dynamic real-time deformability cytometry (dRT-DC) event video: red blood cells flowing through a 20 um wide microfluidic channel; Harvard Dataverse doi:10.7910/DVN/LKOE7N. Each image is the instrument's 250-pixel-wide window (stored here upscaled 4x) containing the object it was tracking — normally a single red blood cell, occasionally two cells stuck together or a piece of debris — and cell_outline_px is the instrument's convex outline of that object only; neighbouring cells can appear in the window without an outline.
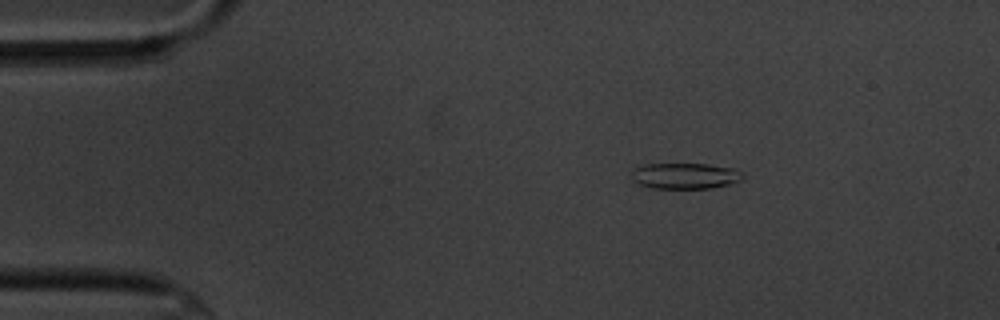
{"species": "common noctule bat (a hibernating species)", "species_latin": "Nyctalus noctula", "temperature_condition": "cold", "stored_images_in_passage": 49, "camera_frame_rate_fps": 3000, "um_per_image_px": 0.085, "animal": {"sex": "male", "body_mass_g": 20.1, "forearm_length_mm": 53.5}, "frame": {"image": 1, "passage_image": 1, "time_ms": 0.0, "image_size_px": [1000, 320], "cell_outline_px": [[744, 176], [740, 180], [732, 184], [712, 188], [652, 188], [640, 184], [632, 180], [632, 172], [636, 168], [644, 164], [708, 164], [736, 168], [744, 172]], "centroid_in_image_um": [58.3, 14.95], "position_along_channel_um": 26.7, "area_um2": 16.94}}
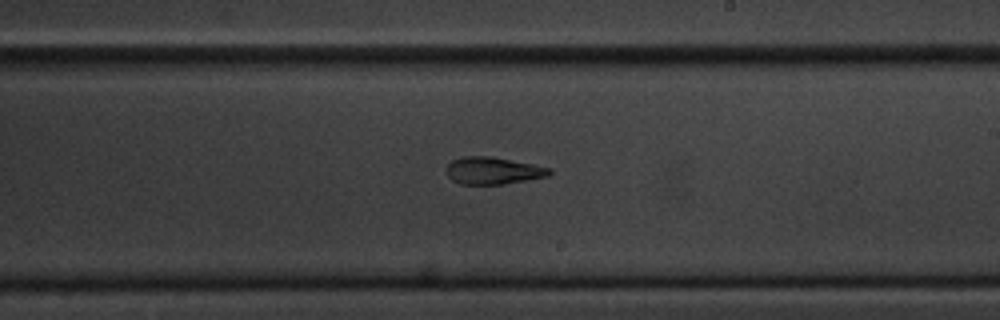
{"frame": {"image": 2, "passage_image": 25, "time_ms": 8.0, "image_size_px": [1000, 320], "cell_outline_px": [[552, 172], [548, 176], [504, 184], [460, 184], [452, 180], [448, 176], [444, 168], [452, 160], [464, 156], [492, 156], [552, 168]], "centroid_in_image_um": [41.88, 14.5], "position_along_channel_um": 247.1, "area_um2": 16.42}}
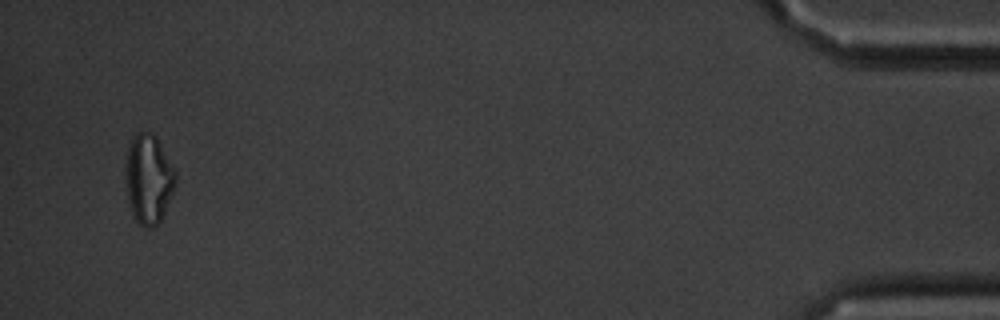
{"frame": {"image": 3, "passage_image": 47, "time_ms": 15.333, "image_size_px": [1000, 320], "cell_outline_px": [[176, 180], [172, 192], [164, 212], [160, 220], [152, 228], [144, 228], [132, 216], [128, 200], [128, 148], [132, 136], [136, 132], [152, 132], [156, 136], [176, 172]], "centroid_in_image_um": [12.65, 15.21], "position_along_channel_um": 422.6, "area_um2": 25.32}, "authors_computed_cell_mechanics": {"area_um2": 17.1088, "velocity_mm_per_s": 3.4847, "shape_relaxation_time_tau1_ms": 10.465, "shape_relaxation_time_tau2_ms": 6.3634, "deformation_change_tau1": 0.235, "deformation_change_tau2": 0.18}}